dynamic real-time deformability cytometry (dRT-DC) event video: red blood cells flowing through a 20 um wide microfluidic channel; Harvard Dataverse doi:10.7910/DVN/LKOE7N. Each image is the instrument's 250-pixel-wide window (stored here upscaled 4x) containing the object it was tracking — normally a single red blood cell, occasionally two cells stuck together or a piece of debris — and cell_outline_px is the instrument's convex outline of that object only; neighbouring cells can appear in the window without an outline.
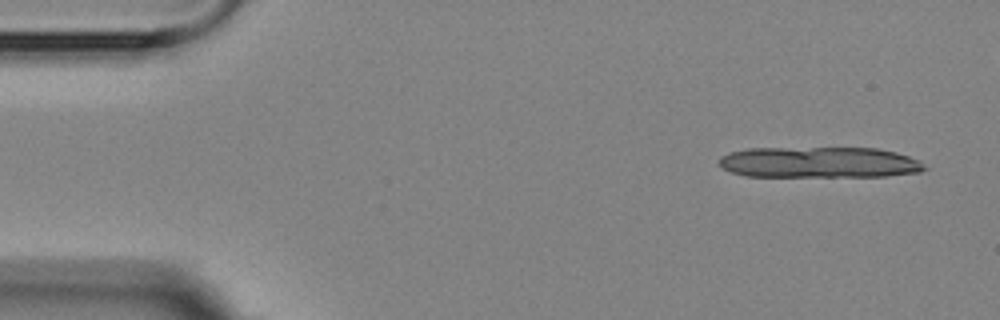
{"species": "Egyptian fruit bat (a non-hibernating species)", "species_latin": "Rousettus aegyptiacus", "temperature_condition": "room temperature", "stored_images_in_passage": 7, "camera_frame_rate_fps": 3000, "um_per_image_px": 0.085, "animal": {"sex": "female"}, "frame": {"image": 1, "passage_image": 1, "time_ms": 0.0, "image_size_px": [1000, 320], "cell_outline_px": [[928, 168], [920, 172], [888, 176], [744, 176], [732, 172], [724, 168], [720, 164], [720, 156], [728, 152], [748, 148], [876, 148], [896, 152], [920, 160]], "centroid_in_image_um": [69.66, 13.8], "position_along_channel_um": 15.3, "area_um2": 37.22}}